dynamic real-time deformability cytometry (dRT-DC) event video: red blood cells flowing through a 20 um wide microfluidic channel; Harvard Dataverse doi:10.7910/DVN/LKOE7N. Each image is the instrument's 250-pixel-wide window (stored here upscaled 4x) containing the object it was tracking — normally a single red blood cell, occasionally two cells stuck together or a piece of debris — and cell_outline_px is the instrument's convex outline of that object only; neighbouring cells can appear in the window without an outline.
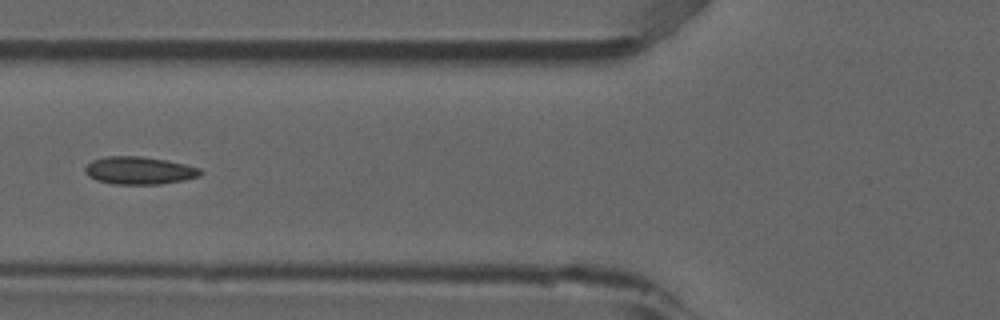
{"species": "common noctule bat (a hibernating species)", "species_latin": "Nyctalus noctula", "temperature_condition": "room temperature", "stored_images_in_passage": 5, "camera_frame_rate_fps": 3000, "um_per_image_px": 0.085, "animal": {"sex": "male", "forearm_length_mm": 52.5}, "frame": {"image": 1, "passage_image": 5, "time_ms": 1.333, "image_size_px": [1000, 320], "cell_outline_px": [[204, 172], [200, 176], [184, 180], [160, 184], [116, 184], [96, 180], [88, 176], [84, 172], [84, 168], [92, 160], [104, 156], [140, 156], [164, 160], [184, 164], [200, 168]], "centroid_in_image_um": [11.82, 14.49], "position_along_channel_um": 114.0, "area_um2": 18.61}}